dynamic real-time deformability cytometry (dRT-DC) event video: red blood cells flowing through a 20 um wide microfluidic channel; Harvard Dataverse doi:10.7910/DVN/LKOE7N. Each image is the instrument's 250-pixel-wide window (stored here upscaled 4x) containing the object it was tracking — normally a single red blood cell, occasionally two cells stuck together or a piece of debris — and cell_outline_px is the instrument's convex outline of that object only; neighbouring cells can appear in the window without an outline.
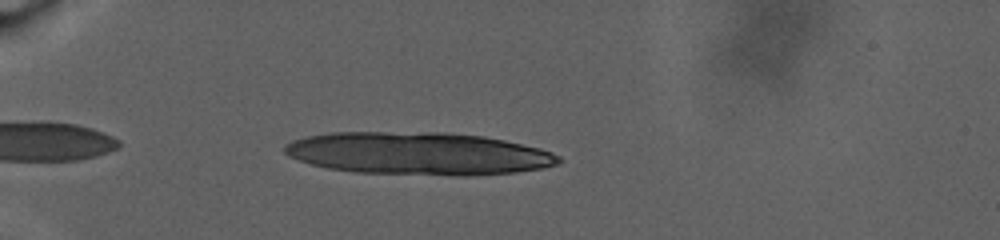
{"species": "human", "species_latin": "Homo sapiens", "temperature_condition": "warm", "stored_images_in_passage": 15, "camera_frame_rate_fps": 3000, "um_per_image_px": 0.085, "donor": {"sex": "male"}, "frame": {"image": 1, "passage_image": 6, "time_ms": 1.667, "image_size_px": [1000, 240], "cell_outline_px": [[564, 160], [560, 164], [544, 168], [516, 172], [472, 176], [464, 176], [356, 172], [328, 168], [312, 164], [288, 156], [284, 152], [284, 144], [292, 140], [308, 136], [332, 132], [444, 132], [484, 136], [504, 140], [540, 148], [552, 152], [560, 156]], "centroid_in_image_um": [35.62, 13.05], "position_along_channel_um": 49.4, "area_um2": 68.49}}